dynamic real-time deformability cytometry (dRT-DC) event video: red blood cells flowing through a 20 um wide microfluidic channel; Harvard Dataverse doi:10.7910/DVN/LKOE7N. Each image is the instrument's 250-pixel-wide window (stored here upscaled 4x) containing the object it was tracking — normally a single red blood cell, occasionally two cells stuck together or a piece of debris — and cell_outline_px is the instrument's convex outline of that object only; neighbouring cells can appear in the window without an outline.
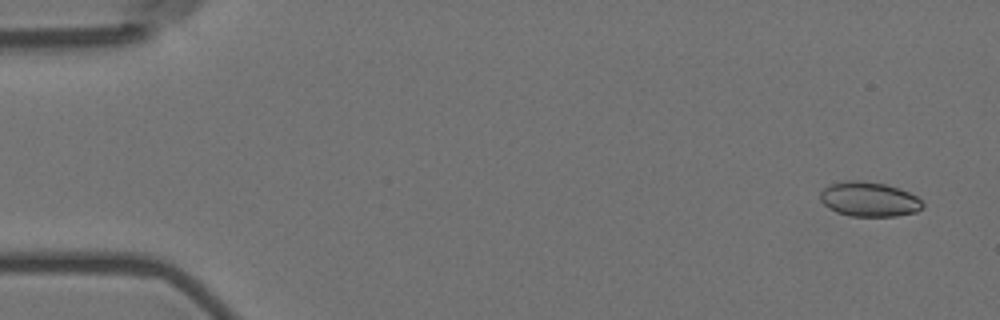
{"species": "Egyptian fruit bat (a non-hibernating species)", "species_latin": "Rousettus aegyptiacus", "temperature_condition": "room temperature", "stored_images_in_passage": 55, "camera_frame_rate_fps": 3000, "um_per_image_px": 0.085, "animal": {"sex": "female"}, "frame": {"image": 1, "passage_image": 1, "time_ms": 0.0, "image_size_px": [1000, 320], "cell_outline_px": [[924, 208], [916, 212], [896, 216], [848, 216], [836, 212], [828, 208], [820, 200], [820, 192], [828, 184], [844, 180], [856, 180], [884, 184], [908, 192], [916, 196], [924, 204]], "centroid_in_image_um": [73.84, 16.94], "position_along_channel_um": 11.2, "area_um2": 20.75}}
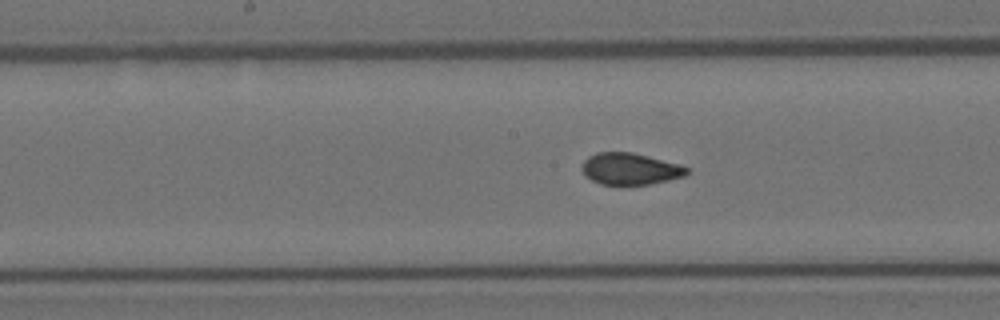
{"frame": {"image": 2, "passage_image": 27, "time_ms": 8.667, "image_size_px": [1000, 320], "cell_outline_px": [[688, 172], [684, 176], [668, 180], [648, 184], [600, 184], [584, 176], [580, 168], [584, 160], [588, 156], [596, 152], [632, 152], [680, 164], [688, 168]], "centroid_in_image_um": [53.51, 14.34], "position_along_channel_um": 194.7, "area_um2": 19.36}}
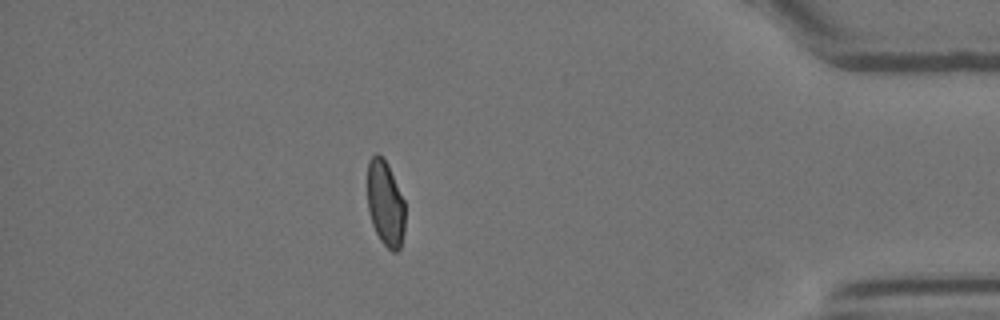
{"frame": {"image": 3, "passage_image": 48, "time_ms": 15.667, "image_size_px": [1000, 320], "cell_outline_px": [[404, 232], [400, 248], [396, 252], [392, 252], [380, 240], [372, 224], [368, 208], [368, 160], [376, 152], [384, 156], [388, 164], [404, 200]], "centroid_in_image_um": [32.75, 17.27], "position_along_channel_um": 402.4, "area_um2": 18.84}, "authors_computed_cell_mechanics": {"area_um2": 19.9988, "velocity_mm_per_s": 3.5764, "shape_relaxation_time_tau1_ms": null, "shape_relaxation_time_tau2_ms": 0.7597, "deformation_change_tau1": null, "deformation_change_tau2": 0.0483}}